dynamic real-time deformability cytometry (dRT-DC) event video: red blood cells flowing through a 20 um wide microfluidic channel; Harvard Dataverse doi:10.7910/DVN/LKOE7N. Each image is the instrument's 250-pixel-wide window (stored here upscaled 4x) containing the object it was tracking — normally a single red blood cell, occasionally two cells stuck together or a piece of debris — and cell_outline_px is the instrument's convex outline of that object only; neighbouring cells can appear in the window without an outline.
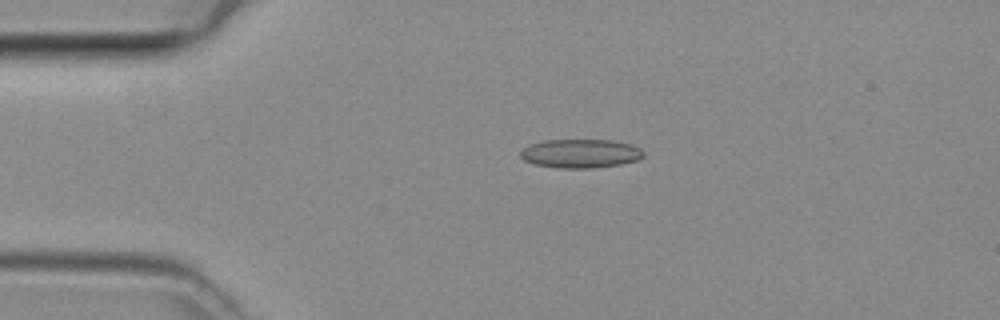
{"species": "common noctule bat (a hibernating species)", "species_latin": "Nyctalus noctula", "temperature_condition": "room temperature", "stored_images_in_passage": 43, "camera_frame_rate_fps": 3000, "um_per_image_px": 0.085, "animal": {"sex": "female", "body_mass_g": 29.2, "forearm_length_mm": 56.3}, "frame": {"image": 1, "passage_image": 6, "time_ms": 1.667, "image_size_px": [1000, 320], "cell_outline_px": [[644, 156], [636, 160], [620, 164], [592, 168], [560, 168], [536, 164], [524, 160], [520, 156], [520, 152], [528, 144], [544, 140], [612, 140], [632, 144], [640, 148], [644, 152]], "centroid_in_image_um": [49.35, 13.04], "position_along_channel_um": 35.7, "area_um2": 20.63}}
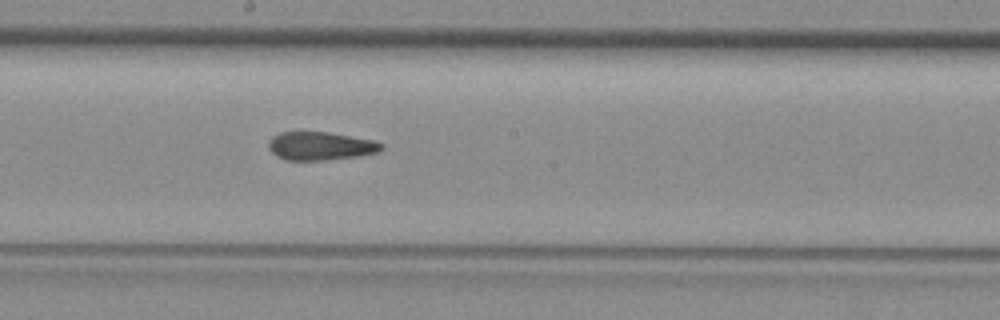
{"frame": {"image": 2, "passage_image": 21, "time_ms": 6.667, "image_size_px": [1000, 320], "cell_outline_px": [[384, 148], [376, 152], [356, 156], [324, 160], [284, 160], [276, 156], [268, 148], [268, 140], [272, 136], [280, 132], [328, 132], [372, 140], [384, 144]], "centroid_in_image_um": [27.18, 12.41], "position_along_channel_um": 221.0, "area_um2": 18.55}}
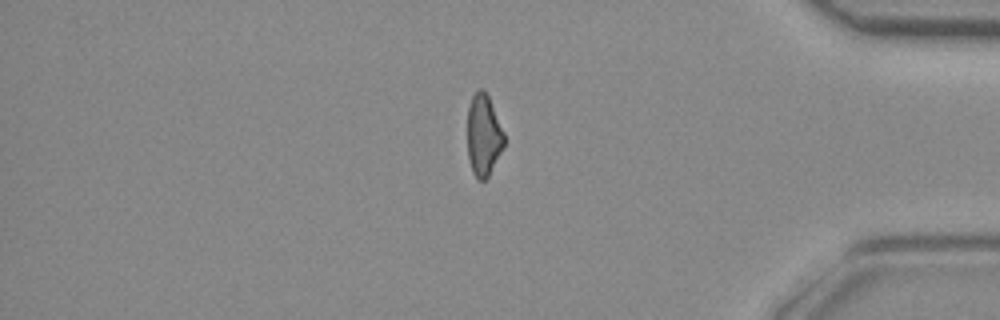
{"frame": {"image": 3, "passage_image": 35, "time_ms": 11.333, "image_size_px": [1000, 320], "cell_outline_px": [[504, 144], [488, 176], [484, 180], [480, 180], [472, 172], [468, 160], [468, 108], [472, 96], [480, 88], [484, 88], [488, 96], [504, 132]], "centroid_in_image_um": [41.09, 11.47], "position_along_channel_um": 394.1, "area_um2": 17.17}}